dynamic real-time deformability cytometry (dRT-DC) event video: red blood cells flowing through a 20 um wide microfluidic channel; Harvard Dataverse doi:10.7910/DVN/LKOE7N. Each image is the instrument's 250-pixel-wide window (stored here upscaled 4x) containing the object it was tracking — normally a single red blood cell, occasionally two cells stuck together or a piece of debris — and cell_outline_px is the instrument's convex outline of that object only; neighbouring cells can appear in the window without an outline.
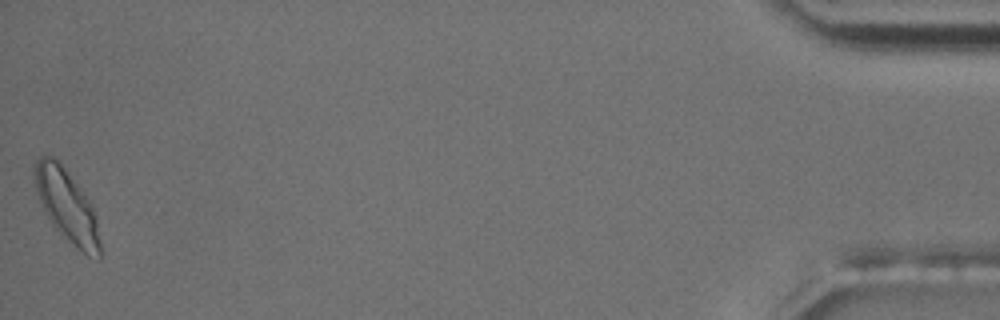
{"species": "common noctule bat (a hibernating species)", "species_latin": "Nyctalus noctula", "temperature_condition": "room temperature", "stored_images_in_passage": 56, "camera_frame_rate_fps": 3000, "um_per_image_px": 0.085, "animal": {"sex": "male", "body_mass_g": 17.5, "forearm_length_mm": 52.3}, "frame": {"image": 1, "passage_image": 56, "time_ms": 18.333, "image_size_px": [1000, 320], "cell_outline_px": [[100, 260], [88, 256], [76, 248], [52, 224], [36, 192], [36, 160], [40, 156], [52, 156], [60, 164], [76, 184], [88, 200], [96, 216], [100, 240]], "centroid_in_image_um": [5.72, 17.56], "position_along_channel_um": 429.5, "area_um2": 26.47}, "authors_computed_cell_mechanics": {"area_um2": 20.23, "velocity_mm_per_s": 3.5717, "shape_relaxation_time_tau1_ms": 3.3796, "shape_relaxation_time_tau2_ms": 3.819, "deformation_change_tau1": 0.1043, "deformation_change_tau2": 0.0762}}